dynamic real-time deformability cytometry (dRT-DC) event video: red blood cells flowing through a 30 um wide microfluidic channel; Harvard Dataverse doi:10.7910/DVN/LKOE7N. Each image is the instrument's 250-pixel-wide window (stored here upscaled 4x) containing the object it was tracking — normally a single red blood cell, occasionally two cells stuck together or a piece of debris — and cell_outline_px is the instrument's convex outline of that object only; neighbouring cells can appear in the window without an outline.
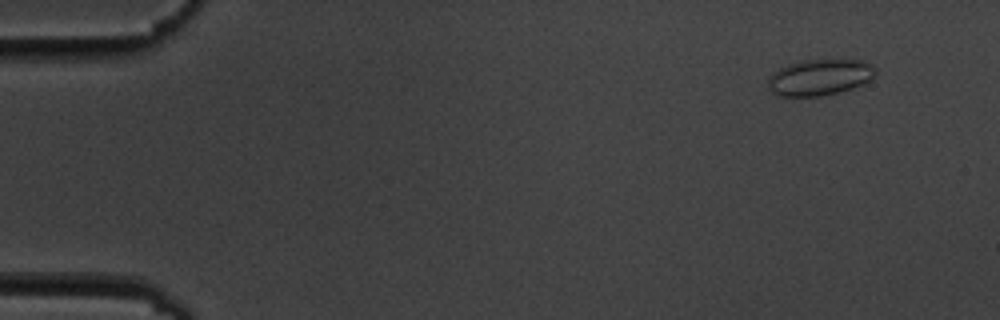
{"species": "common noctule bat (a hibernating species)", "species_latin": "Nyctalus noctula", "temperature_condition": "cold", "stored_images_in_passage": 5, "camera_frame_rate_fps": 3000, "um_per_image_px": 0.085, "animal": {"sex": "male", "body_mass_g": 19.5, "forearm_length_mm": 54.6}, "frame": {"image": 1, "passage_image": 1, "time_ms": 0.0, "image_size_px": [1000, 320], "cell_outline_px": [[876, 72], [864, 84], [840, 92], [820, 96], [776, 96], [768, 88], [768, 76], [772, 72], [788, 64], [804, 60], [864, 60], [872, 64], [876, 68]], "centroid_in_image_um": [69.65, 6.57], "position_along_channel_um": 15.3, "area_um2": 22.77}}